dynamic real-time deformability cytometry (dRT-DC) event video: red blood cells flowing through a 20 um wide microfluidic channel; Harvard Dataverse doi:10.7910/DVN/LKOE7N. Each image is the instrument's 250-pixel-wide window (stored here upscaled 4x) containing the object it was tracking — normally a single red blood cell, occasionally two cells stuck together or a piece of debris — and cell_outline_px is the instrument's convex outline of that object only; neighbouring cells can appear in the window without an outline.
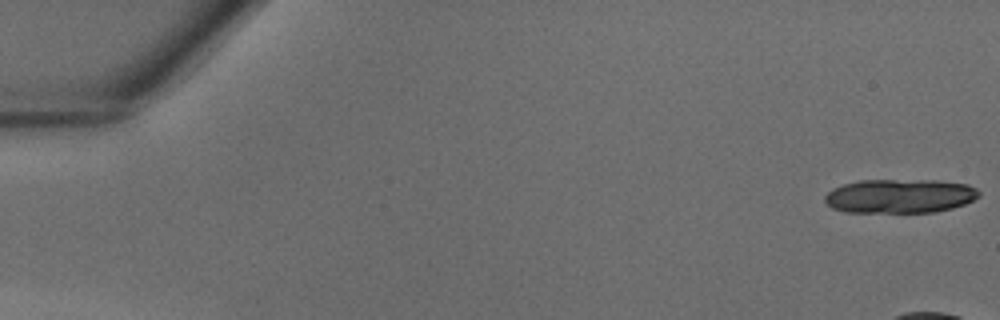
{"species": "common noctule bat (a hibernating species)", "species_latin": "Nyctalus noctula", "temperature_condition": "warm", "stored_images_in_passage": 10, "camera_frame_rate_fps": 3000, "um_per_image_px": 0.085, "animal": {"sex": "male", "body_mass_g": 18.8}, "frame": {"image": 1, "passage_image": 1, "time_ms": 0.0, "image_size_px": [1000, 320], "cell_outline_px": [[980, 196], [964, 204], [952, 208], [932, 212], [844, 212], [832, 208], [824, 200], [824, 196], [832, 188], [844, 184], [860, 180], [936, 180], [968, 184], [976, 188], [980, 192]], "centroid_in_image_um": [76.48, 16.66], "position_along_channel_um": 8.5, "area_um2": 30.69}}